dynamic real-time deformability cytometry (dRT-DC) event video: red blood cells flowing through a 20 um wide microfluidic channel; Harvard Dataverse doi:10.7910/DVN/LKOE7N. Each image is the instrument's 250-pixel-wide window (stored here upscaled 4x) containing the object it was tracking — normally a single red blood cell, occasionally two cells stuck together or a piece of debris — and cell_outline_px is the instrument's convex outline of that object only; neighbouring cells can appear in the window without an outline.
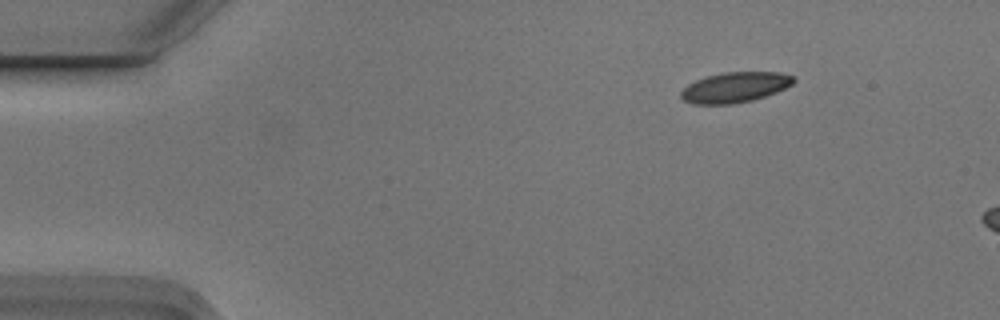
{"species": "Egyptian fruit bat (a non-hibernating species)", "species_latin": "Rousettus aegyptiacus", "temperature_condition": "cold", "stored_images_in_passage": 3, "camera_frame_rate_fps": 3000, "um_per_image_px": 0.085, "animal": {"sex": "male"}, "frame": {"image": 1, "passage_image": 1, "time_ms": 0.0, "image_size_px": [1000, 320], "cell_outline_px": [[796, 80], [792, 84], [776, 92], [752, 100], [732, 104], [692, 104], [684, 100], [680, 96], [680, 92], [688, 84], [696, 80], [708, 76], [724, 72], [780, 72], [792, 76]], "centroid_in_image_um": [62.46, 7.42], "position_along_channel_um": 22.5, "area_um2": 19.77}}